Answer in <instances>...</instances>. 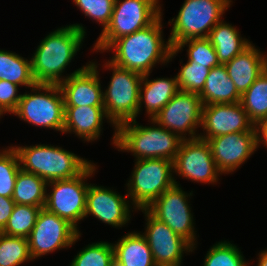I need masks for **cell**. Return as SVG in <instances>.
Wrapping results in <instances>:
<instances>
[{
	"label": "cell",
	"instance_id": "obj_1",
	"mask_svg": "<svg viewBox=\"0 0 267 266\" xmlns=\"http://www.w3.org/2000/svg\"><path fill=\"white\" fill-rule=\"evenodd\" d=\"M162 15L148 27L116 39L107 50L113 48L115 55L110 62L141 75L150 74L158 62H168L172 46L162 39Z\"/></svg>",
	"mask_w": 267,
	"mask_h": 266
},
{
	"label": "cell",
	"instance_id": "obj_2",
	"mask_svg": "<svg viewBox=\"0 0 267 266\" xmlns=\"http://www.w3.org/2000/svg\"><path fill=\"white\" fill-rule=\"evenodd\" d=\"M84 30L80 24L69 25L58 28L41 41L30 60L36 84L59 85L66 79L61 73L79 51L86 33Z\"/></svg>",
	"mask_w": 267,
	"mask_h": 266
},
{
	"label": "cell",
	"instance_id": "obj_3",
	"mask_svg": "<svg viewBox=\"0 0 267 266\" xmlns=\"http://www.w3.org/2000/svg\"><path fill=\"white\" fill-rule=\"evenodd\" d=\"M136 123V120H131L119 124L112 138L113 144L120 150L134 153L137 159L159 158L173 161L182 139L160 125L144 127Z\"/></svg>",
	"mask_w": 267,
	"mask_h": 266
},
{
	"label": "cell",
	"instance_id": "obj_4",
	"mask_svg": "<svg viewBox=\"0 0 267 266\" xmlns=\"http://www.w3.org/2000/svg\"><path fill=\"white\" fill-rule=\"evenodd\" d=\"M13 148L18 154L20 168L36 174L46 182L74 178L91 164L61 147L43 144L29 147L13 146Z\"/></svg>",
	"mask_w": 267,
	"mask_h": 266
},
{
	"label": "cell",
	"instance_id": "obj_5",
	"mask_svg": "<svg viewBox=\"0 0 267 266\" xmlns=\"http://www.w3.org/2000/svg\"><path fill=\"white\" fill-rule=\"evenodd\" d=\"M158 0H115L109 25L101 32L95 50L105 51L116 40L151 25L160 15Z\"/></svg>",
	"mask_w": 267,
	"mask_h": 266
},
{
	"label": "cell",
	"instance_id": "obj_6",
	"mask_svg": "<svg viewBox=\"0 0 267 266\" xmlns=\"http://www.w3.org/2000/svg\"><path fill=\"white\" fill-rule=\"evenodd\" d=\"M106 67L113 70L107 90L103 93L104 109L116 127L124 122L136 120L139 114V95L143 75L116 66L108 61Z\"/></svg>",
	"mask_w": 267,
	"mask_h": 266
},
{
	"label": "cell",
	"instance_id": "obj_7",
	"mask_svg": "<svg viewBox=\"0 0 267 266\" xmlns=\"http://www.w3.org/2000/svg\"><path fill=\"white\" fill-rule=\"evenodd\" d=\"M231 0H185L174 20L168 41L172 48L192 38L208 37Z\"/></svg>",
	"mask_w": 267,
	"mask_h": 266
},
{
	"label": "cell",
	"instance_id": "obj_8",
	"mask_svg": "<svg viewBox=\"0 0 267 266\" xmlns=\"http://www.w3.org/2000/svg\"><path fill=\"white\" fill-rule=\"evenodd\" d=\"M173 161L150 158L136 159L128 194L136 209L148 208L162 193L176 184L172 177Z\"/></svg>",
	"mask_w": 267,
	"mask_h": 266
},
{
	"label": "cell",
	"instance_id": "obj_9",
	"mask_svg": "<svg viewBox=\"0 0 267 266\" xmlns=\"http://www.w3.org/2000/svg\"><path fill=\"white\" fill-rule=\"evenodd\" d=\"M32 90L34 94L25 93L22 95L13 114L35 126L63 132L65 107L59 86L54 84H35L32 86ZM41 90L45 91V93H40L39 91Z\"/></svg>",
	"mask_w": 267,
	"mask_h": 266
},
{
	"label": "cell",
	"instance_id": "obj_10",
	"mask_svg": "<svg viewBox=\"0 0 267 266\" xmlns=\"http://www.w3.org/2000/svg\"><path fill=\"white\" fill-rule=\"evenodd\" d=\"M95 169V165L91 163L74 178L47 182L53 190L46 194L44 208L67 220L77 229V223L84 218L86 211V194L89 185L85 184L84 180L91 176Z\"/></svg>",
	"mask_w": 267,
	"mask_h": 266
},
{
	"label": "cell",
	"instance_id": "obj_11",
	"mask_svg": "<svg viewBox=\"0 0 267 266\" xmlns=\"http://www.w3.org/2000/svg\"><path fill=\"white\" fill-rule=\"evenodd\" d=\"M202 109L203 103L198 93L179 90L151 121L182 140H192L199 138L195 129L201 126ZM184 132H188L190 138L182 136Z\"/></svg>",
	"mask_w": 267,
	"mask_h": 266
},
{
	"label": "cell",
	"instance_id": "obj_12",
	"mask_svg": "<svg viewBox=\"0 0 267 266\" xmlns=\"http://www.w3.org/2000/svg\"><path fill=\"white\" fill-rule=\"evenodd\" d=\"M80 232L67 220L42 208L29 237V250L32 259L54 250L73 245Z\"/></svg>",
	"mask_w": 267,
	"mask_h": 266
},
{
	"label": "cell",
	"instance_id": "obj_13",
	"mask_svg": "<svg viewBox=\"0 0 267 266\" xmlns=\"http://www.w3.org/2000/svg\"><path fill=\"white\" fill-rule=\"evenodd\" d=\"M188 196L176 182L174 186L162 193L146 210L194 247L195 232L193 216L186 200Z\"/></svg>",
	"mask_w": 267,
	"mask_h": 266
},
{
	"label": "cell",
	"instance_id": "obj_14",
	"mask_svg": "<svg viewBox=\"0 0 267 266\" xmlns=\"http://www.w3.org/2000/svg\"><path fill=\"white\" fill-rule=\"evenodd\" d=\"M173 169L186 179L202 183L217 182V177L221 174L209 143L200 138L182 140L173 160Z\"/></svg>",
	"mask_w": 267,
	"mask_h": 266
},
{
	"label": "cell",
	"instance_id": "obj_15",
	"mask_svg": "<svg viewBox=\"0 0 267 266\" xmlns=\"http://www.w3.org/2000/svg\"><path fill=\"white\" fill-rule=\"evenodd\" d=\"M213 159L221 173L233 172L258 147V130L253 126L246 132H235L209 138Z\"/></svg>",
	"mask_w": 267,
	"mask_h": 266
},
{
	"label": "cell",
	"instance_id": "obj_16",
	"mask_svg": "<svg viewBox=\"0 0 267 266\" xmlns=\"http://www.w3.org/2000/svg\"><path fill=\"white\" fill-rule=\"evenodd\" d=\"M143 211L147 217L144 236L150 246L154 262L181 265L183 251L192 252L193 246L165 223L152 216L146 209Z\"/></svg>",
	"mask_w": 267,
	"mask_h": 266
},
{
	"label": "cell",
	"instance_id": "obj_17",
	"mask_svg": "<svg viewBox=\"0 0 267 266\" xmlns=\"http://www.w3.org/2000/svg\"><path fill=\"white\" fill-rule=\"evenodd\" d=\"M97 66L91 63L77 69L58 86L64 106H104Z\"/></svg>",
	"mask_w": 267,
	"mask_h": 266
},
{
	"label": "cell",
	"instance_id": "obj_18",
	"mask_svg": "<svg viewBox=\"0 0 267 266\" xmlns=\"http://www.w3.org/2000/svg\"><path fill=\"white\" fill-rule=\"evenodd\" d=\"M201 126L206 135H199V138L207 141L224 134L249 131L254 124L242 104L237 102L203 106Z\"/></svg>",
	"mask_w": 267,
	"mask_h": 266
},
{
	"label": "cell",
	"instance_id": "obj_19",
	"mask_svg": "<svg viewBox=\"0 0 267 266\" xmlns=\"http://www.w3.org/2000/svg\"><path fill=\"white\" fill-rule=\"evenodd\" d=\"M125 199L111 189L90 184L86 194L84 217L91 214L106 224L121 227L130 220V207Z\"/></svg>",
	"mask_w": 267,
	"mask_h": 266
},
{
	"label": "cell",
	"instance_id": "obj_20",
	"mask_svg": "<svg viewBox=\"0 0 267 266\" xmlns=\"http://www.w3.org/2000/svg\"><path fill=\"white\" fill-rule=\"evenodd\" d=\"M224 65L229 78L234 82L238 93L242 95L266 70L267 57L250 44Z\"/></svg>",
	"mask_w": 267,
	"mask_h": 266
},
{
	"label": "cell",
	"instance_id": "obj_21",
	"mask_svg": "<svg viewBox=\"0 0 267 266\" xmlns=\"http://www.w3.org/2000/svg\"><path fill=\"white\" fill-rule=\"evenodd\" d=\"M65 132H74L86 141H94L100 136L103 118L107 115L104 106H64Z\"/></svg>",
	"mask_w": 267,
	"mask_h": 266
},
{
	"label": "cell",
	"instance_id": "obj_22",
	"mask_svg": "<svg viewBox=\"0 0 267 266\" xmlns=\"http://www.w3.org/2000/svg\"><path fill=\"white\" fill-rule=\"evenodd\" d=\"M203 106L227 104L241 101L234 82L229 78L227 68L220 64L210 69L204 88L199 93Z\"/></svg>",
	"mask_w": 267,
	"mask_h": 266
},
{
	"label": "cell",
	"instance_id": "obj_23",
	"mask_svg": "<svg viewBox=\"0 0 267 266\" xmlns=\"http://www.w3.org/2000/svg\"><path fill=\"white\" fill-rule=\"evenodd\" d=\"M149 73L143 75L140 95H139V112L142 102L145 103L146 111L151 119L160 112V110L173 98L179 91L177 76L174 78H157L148 80ZM142 83L144 89H142ZM144 93V94H143Z\"/></svg>",
	"mask_w": 267,
	"mask_h": 266
},
{
	"label": "cell",
	"instance_id": "obj_24",
	"mask_svg": "<svg viewBox=\"0 0 267 266\" xmlns=\"http://www.w3.org/2000/svg\"><path fill=\"white\" fill-rule=\"evenodd\" d=\"M114 258L124 266H153V255L145 236L127 233L117 244H112Z\"/></svg>",
	"mask_w": 267,
	"mask_h": 266
},
{
	"label": "cell",
	"instance_id": "obj_25",
	"mask_svg": "<svg viewBox=\"0 0 267 266\" xmlns=\"http://www.w3.org/2000/svg\"><path fill=\"white\" fill-rule=\"evenodd\" d=\"M220 64H225L240 54L251 43L240 37L237 29L230 24L219 21L209 36Z\"/></svg>",
	"mask_w": 267,
	"mask_h": 266
},
{
	"label": "cell",
	"instance_id": "obj_26",
	"mask_svg": "<svg viewBox=\"0 0 267 266\" xmlns=\"http://www.w3.org/2000/svg\"><path fill=\"white\" fill-rule=\"evenodd\" d=\"M47 182L34 173L20 169L17 174L12 199L15 204L44 208Z\"/></svg>",
	"mask_w": 267,
	"mask_h": 266
},
{
	"label": "cell",
	"instance_id": "obj_27",
	"mask_svg": "<svg viewBox=\"0 0 267 266\" xmlns=\"http://www.w3.org/2000/svg\"><path fill=\"white\" fill-rule=\"evenodd\" d=\"M240 103L255 126L267 120V68L241 95Z\"/></svg>",
	"mask_w": 267,
	"mask_h": 266
},
{
	"label": "cell",
	"instance_id": "obj_28",
	"mask_svg": "<svg viewBox=\"0 0 267 266\" xmlns=\"http://www.w3.org/2000/svg\"><path fill=\"white\" fill-rule=\"evenodd\" d=\"M0 80L32 88L36 82L32 75L31 61L18 54L0 50Z\"/></svg>",
	"mask_w": 267,
	"mask_h": 266
},
{
	"label": "cell",
	"instance_id": "obj_29",
	"mask_svg": "<svg viewBox=\"0 0 267 266\" xmlns=\"http://www.w3.org/2000/svg\"><path fill=\"white\" fill-rule=\"evenodd\" d=\"M185 45L189 46L187 50L188 61H194L196 64L204 65L209 69L220 65L216 51L208 37L192 38L179 42L171 49L169 59H172Z\"/></svg>",
	"mask_w": 267,
	"mask_h": 266
},
{
	"label": "cell",
	"instance_id": "obj_30",
	"mask_svg": "<svg viewBox=\"0 0 267 266\" xmlns=\"http://www.w3.org/2000/svg\"><path fill=\"white\" fill-rule=\"evenodd\" d=\"M42 208L15 204L13 212L1 233L28 238Z\"/></svg>",
	"mask_w": 267,
	"mask_h": 266
},
{
	"label": "cell",
	"instance_id": "obj_31",
	"mask_svg": "<svg viewBox=\"0 0 267 266\" xmlns=\"http://www.w3.org/2000/svg\"><path fill=\"white\" fill-rule=\"evenodd\" d=\"M27 260H32L28 238L0 232V266H19Z\"/></svg>",
	"mask_w": 267,
	"mask_h": 266
},
{
	"label": "cell",
	"instance_id": "obj_32",
	"mask_svg": "<svg viewBox=\"0 0 267 266\" xmlns=\"http://www.w3.org/2000/svg\"><path fill=\"white\" fill-rule=\"evenodd\" d=\"M20 161L13 147L0 153V196L12 198Z\"/></svg>",
	"mask_w": 267,
	"mask_h": 266
},
{
	"label": "cell",
	"instance_id": "obj_33",
	"mask_svg": "<svg viewBox=\"0 0 267 266\" xmlns=\"http://www.w3.org/2000/svg\"><path fill=\"white\" fill-rule=\"evenodd\" d=\"M113 259V245L100 241L92 243L80 251L70 266H110Z\"/></svg>",
	"mask_w": 267,
	"mask_h": 266
},
{
	"label": "cell",
	"instance_id": "obj_34",
	"mask_svg": "<svg viewBox=\"0 0 267 266\" xmlns=\"http://www.w3.org/2000/svg\"><path fill=\"white\" fill-rule=\"evenodd\" d=\"M209 72L208 67L196 64L194 61H187L176 75L179 90L199 94L204 88Z\"/></svg>",
	"mask_w": 267,
	"mask_h": 266
},
{
	"label": "cell",
	"instance_id": "obj_35",
	"mask_svg": "<svg viewBox=\"0 0 267 266\" xmlns=\"http://www.w3.org/2000/svg\"><path fill=\"white\" fill-rule=\"evenodd\" d=\"M204 266H248L235 245L229 242H219L208 251Z\"/></svg>",
	"mask_w": 267,
	"mask_h": 266
},
{
	"label": "cell",
	"instance_id": "obj_36",
	"mask_svg": "<svg viewBox=\"0 0 267 266\" xmlns=\"http://www.w3.org/2000/svg\"><path fill=\"white\" fill-rule=\"evenodd\" d=\"M85 14L101 23L104 31L109 25L115 0H73Z\"/></svg>",
	"mask_w": 267,
	"mask_h": 266
},
{
	"label": "cell",
	"instance_id": "obj_37",
	"mask_svg": "<svg viewBox=\"0 0 267 266\" xmlns=\"http://www.w3.org/2000/svg\"><path fill=\"white\" fill-rule=\"evenodd\" d=\"M18 85L9 81L0 80V116L4 113H13L22 97L17 94Z\"/></svg>",
	"mask_w": 267,
	"mask_h": 266
},
{
	"label": "cell",
	"instance_id": "obj_38",
	"mask_svg": "<svg viewBox=\"0 0 267 266\" xmlns=\"http://www.w3.org/2000/svg\"><path fill=\"white\" fill-rule=\"evenodd\" d=\"M15 202L12 198L0 196V232L6 226L9 217L11 216Z\"/></svg>",
	"mask_w": 267,
	"mask_h": 266
},
{
	"label": "cell",
	"instance_id": "obj_39",
	"mask_svg": "<svg viewBox=\"0 0 267 266\" xmlns=\"http://www.w3.org/2000/svg\"><path fill=\"white\" fill-rule=\"evenodd\" d=\"M257 130H258V143L263 142L262 144H265V146L267 147V122L260 123L257 126Z\"/></svg>",
	"mask_w": 267,
	"mask_h": 266
},
{
	"label": "cell",
	"instance_id": "obj_40",
	"mask_svg": "<svg viewBox=\"0 0 267 266\" xmlns=\"http://www.w3.org/2000/svg\"><path fill=\"white\" fill-rule=\"evenodd\" d=\"M258 266H267V250L261 252L259 255Z\"/></svg>",
	"mask_w": 267,
	"mask_h": 266
},
{
	"label": "cell",
	"instance_id": "obj_41",
	"mask_svg": "<svg viewBox=\"0 0 267 266\" xmlns=\"http://www.w3.org/2000/svg\"><path fill=\"white\" fill-rule=\"evenodd\" d=\"M110 266H124L122 265L118 260H116L115 258L112 260Z\"/></svg>",
	"mask_w": 267,
	"mask_h": 266
},
{
	"label": "cell",
	"instance_id": "obj_42",
	"mask_svg": "<svg viewBox=\"0 0 267 266\" xmlns=\"http://www.w3.org/2000/svg\"><path fill=\"white\" fill-rule=\"evenodd\" d=\"M153 266H180V265L155 263Z\"/></svg>",
	"mask_w": 267,
	"mask_h": 266
}]
</instances>
